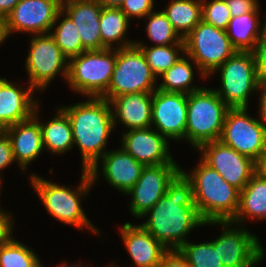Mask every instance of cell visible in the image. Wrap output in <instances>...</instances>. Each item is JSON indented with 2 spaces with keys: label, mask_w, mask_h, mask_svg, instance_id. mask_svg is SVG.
Segmentation results:
<instances>
[{
  "label": "cell",
  "mask_w": 266,
  "mask_h": 267,
  "mask_svg": "<svg viewBox=\"0 0 266 267\" xmlns=\"http://www.w3.org/2000/svg\"><path fill=\"white\" fill-rule=\"evenodd\" d=\"M229 109L213 89L203 87L188 94L185 141L197 150L219 140Z\"/></svg>",
  "instance_id": "cell-5"
},
{
  "label": "cell",
  "mask_w": 266,
  "mask_h": 267,
  "mask_svg": "<svg viewBox=\"0 0 266 267\" xmlns=\"http://www.w3.org/2000/svg\"><path fill=\"white\" fill-rule=\"evenodd\" d=\"M4 132L10 139L16 163L24 172L30 162L36 160L44 150L40 124L32 117L11 125Z\"/></svg>",
  "instance_id": "cell-22"
},
{
  "label": "cell",
  "mask_w": 266,
  "mask_h": 267,
  "mask_svg": "<svg viewBox=\"0 0 266 267\" xmlns=\"http://www.w3.org/2000/svg\"><path fill=\"white\" fill-rule=\"evenodd\" d=\"M215 72L220 73L221 86L213 90L229 108H249V97L263 88L253 52L236 51Z\"/></svg>",
  "instance_id": "cell-7"
},
{
  "label": "cell",
  "mask_w": 266,
  "mask_h": 267,
  "mask_svg": "<svg viewBox=\"0 0 266 267\" xmlns=\"http://www.w3.org/2000/svg\"><path fill=\"white\" fill-rule=\"evenodd\" d=\"M61 4L62 0H21L2 21L4 39L13 32L50 33Z\"/></svg>",
  "instance_id": "cell-13"
},
{
  "label": "cell",
  "mask_w": 266,
  "mask_h": 267,
  "mask_svg": "<svg viewBox=\"0 0 266 267\" xmlns=\"http://www.w3.org/2000/svg\"><path fill=\"white\" fill-rule=\"evenodd\" d=\"M14 162L16 163L10 139L4 131H0V172ZM2 181L0 176V186Z\"/></svg>",
  "instance_id": "cell-38"
},
{
  "label": "cell",
  "mask_w": 266,
  "mask_h": 267,
  "mask_svg": "<svg viewBox=\"0 0 266 267\" xmlns=\"http://www.w3.org/2000/svg\"><path fill=\"white\" fill-rule=\"evenodd\" d=\"M219 140L257 163L266 147V132L248 108H230Z\"/></svg>",
  "instance_id": "cell-12"
},
{
  "label": "cell",
  "mask_w": 266,
  "mask_h": 267,
  "mask_svg": "<svg viewBox=\"0 0 266 267\" xmlns=\"http://www.w3.org/2000/svg\"><path fill=\"white\" fill-rule=\"evenodd\" d=\"M5 39L2 32V21L0 20V45L4 43Z\"/></svg>",
  "instance_id": "cell-47"
},
{
  "label": "cell",
  "mask_w": 266,
  "mask_h": 267,
  "mask_svg": "<svg viewBox=\"0 0 266 267\" xmlns=\"http://www.w3.org/2000/svg\"><path fill=\"white\" fill-rule=\"evenodd\" d=\"M116 48L86 50L69 59L67 84L72 91L87 97H102L108 90L114 66Z\"/></svg>",
  "instance_id": "cell-6"
},
{
  "label": "cell",
  "mask_w": 266,
  "mask_h": 267,
  "mask_svg": "<svg viewBox=\"0 0 266 267\" xmlns=\"http://www.w3.org/2000/svg\"><path fill=\"white\" fill-rule=\"evenodd\" d=\"M259 102V120L266 132V88H262L260 91Z\"/></svg>",
  "instance_id": "cell-42"
},
{
  "label": "cell",
  "mask_w": 266,
  "mask_h": 267,
  "mask_svg": "<svg viewBox=\"0 0 266 267\" xmlns=\"http://www.w3.org/2000/svg\"><path fill=\"white\" fill-rule=\"evenodd\" d=\"M39 105L34 112V118L39 122L44 148L51 154H64L71 150L74 146L72 125L67 114L58 107L56 109V115L48 120L46 123H42L39 117Z\"/></svg>",
  "instance_id": "cell-24"
},
{
  "label": "cell",
  "mask_w": 266,
  "mask_h": 267,
  "mask_svg": "<svg viewBox=\"0 0 266 267\" xmlns=\"http://www.w3.org/2000/svg\"><path fill=\"white\" fill-rule=\"evenodd\" d=\"M259 13L260 6L253 12L231 17L226 33L237 51L252 52L255 49L257 40L266 27V18L262 22Z\"/></svg>",
  "instance_id": "cell-26"
},
{
  "label": "cell",
  "mask_w": 266,
  "mask_h": 267,
  "mask_svg": "<svg viewBox=\"0 0 266 267\" xmlns=\"http://www.w3.org/2000/svg\"><path fill=\"white\" fill-rule=\"evenodd\" d=\"M114 128L117 122L129 130L151 127L152 93H131L119 95L110 101Z\"/></svg>",
  "instance_id": "cell-23"
},
{
  "label": "cell",
  "mask_w": 266,
  "mask_h": 267,
  "mask_svg": "<svg viewBox=\"0 0 266 267\" xmlns=\"http://www.w3.org/2000/svg\"><path fill=\"white\" fill-rule=\"evenodd\" d=\"M135 45L141 50L147 64L157 78L185 54V44H169L164 46H155L153 44L152 46H147L143 41L135 40Z\"/></svg>",
  "instance_id": "cell-31"
},
{
  "label": "cell",
  "mask_w": 266,
  "mask_h": 267,
  "mask_svg": "<svg viewBox=\"0 0 266 267\" xmlns=\"http://www.w3.org/2000/svg\"><path fill=\"white\" fill-rule=\"evenodd\" d=\"M121 140V148L144 166L177 163L168 140L152 127L126 130Z\"/></svg>",
  "instance_id": "cell-17"
},
{
  "label": "cell",
  "mask_w": 266,
  "mask_h": 267,
  "mask_svg": "<svg viewBox=\"0 0 266 267\" xmlns=\"http://www.w3.org/2000/svg\"><path fill=\"white\" fill-rule=\"evenodd\" d=\"M181 171L191 181L194 202L204 222L232 221L239 209L240 191L227 183L201 159L190 173Z\"/></svg>",
  "instance_id": "cell-3"
},
{
  "label": "cell",
  "mask_w": 266,
  "mask_h": 267,
  "mask_svg": "<svg viewBox=\"0 0 266 267\" xmlns=\"http://www.w3.org/2000/svg\"><path fill=\"white\" fill-rule=\"evenodd\" d=\"M231 17L255 11L260 5L257 0H226Z\"/></svg>",
  "instance_id": "cell-39"
},
{
  "label": "cell",
  "mask_w": 266,
  "mask_h": 267,
  "mask_svg": "<svg viewBox=\"0 0 266 267\" xmlns=\"http://www.w3.org/2000/svg\"><path fill=\"white\" fill-rule=\"evenodd\" d=\"M252 52L255 57L259 82L263 88H266V27L262 31Z\"/></svg>",
  "instance_id": "cell-37"
},
{
  "label": "cell",
  "mask_w": 266,
  "mask_h": 267,
  "mask_svg": "<svg viewBox=\"0 0 266 267\" xmlns=\"http://www.w3.org/2000/svg\"><path fill=\"white\" fill-rule=\"evenodd\" d=\"M130 20L120 8H102L100 15L101 49H121L135 45V41L126 38ZM114 43L117 45L114 47Z\"/></svg>",
  "instance_id": "cell-27"
},
{
  "label": "cell",
  "mask_w": 266,
  "mask_h": 267,
  "mask_svg": "<svg viewBox=\"0 0 266 267\" xmlns=\"http://www.w3.org/2000/svg\"><path fill=\"white\" fill-rule=\"evenodd\" d=\"M59 20L61 21L59 22ZM57 22L59 23L58 25ZM50 35L54 38L55 43L68 60L86 51L82 46L79 31L75 23L62 9L56 16L53 27L50 30Z\"/></svg>",
  "instance_id": "cell-30"
},
{
  "label": "cell",
  "mask_w": 266,
  "mask_h": 267,
  "mask_svg": "<svg viewBox=\"0 0 266 267\" xmlns=\"http://www.w3.org/2000/svg\"><path fill=\"white\" fill-rule=\"evenodd\" d=\"M231 15L226 0H202V20L216 28L226 30Z\"/></svg>",
  "instance_id": "cell-35"
},
{
  "label": "cell",
  "mask_w": 266,
  "mask_h": 267,
  "mask_svg": "<svg viewBox=\"0 0 266 267\" xmlns=\"http://www.w3.org/2000/svg\"><path fill=\"white\" fill-rule=\"evenodd\" d=\"M180 170L178 163L144 166L140 178L126 193L131 196L132 216L140 219L151 209L165 195L169 182Z\"/></svg>",
  "instance_id": "cell-15"
},
{
  "label": "cell",
  "mask_w": 266,
  "mask_h": 267,
  "mask_svg": "<svg viewBox=\"0 0 266 267\" xmlns=\"http://www.w3.org/2000/svg\"><path fill=\"white\" fill-rule=\"evenodd\" d=\"M246 219H266V176L258 172L240 191L239 209L232 222L242 226Z\"/></svg>",
  "instance_id": "cell-25"
},
{
  "label": "cell",
  "mask_w": 266,
  "mask_h": 267,
  "mask_svg": "<svg viewBox=\"0 0 266 267\" xmlns=\"http://www.w3.org/2000/svg\"><path fill=\"white\" fill-rule=\"evenodd\" d=\"M201 160L216 170L230 185L241 191L257 172L256 162L241 155L220 140L200 146Z\"/></svg>",
  "instance_id": "cell-14"
},
{
  "label": "cell",
  "mask_w": 266,
  "mask_h": 267,
  "mask_svg": "<svg viewBox=\"0 0 266 267\" xmlns=\"http://www.w3.org/2000/svg\"><path fill=\"white\" fill-rule=\"evenodd\" d=\"M0 207V247L13 235V216Z\"/></svg>",
  "instance_id": "cell-40"
},
{
  "label": "cell",
  "mask_w": 266,
  "mask_h": 267,
  "mask_svg": "<svg viewBox=\"0 0 266 267\" xmlns=\"http://www.w3.org/2000/svg\"><path fill=\"white\" fill-rule=\"evenodd\" d=\"M36 90L28 85L23 88L7 81L0 90V131L34 116L39 102L34 98Z\"/></svg>",
  "instance_id": "cell-19"
},
{
  "label": "cell",
  "mask_w": 266,
  "mask_h": 267,
  "mask_svg": "<svg viewBox=\"0 0 266 267\" xmlns=\"http://www.w3.org/2000/svg\"><path fill=\"white\" fill-rule=\"evenodd\" d=\"M256 165L257 172L263 176H266V147L264 148L262 155Z\"/></svg>",
  "instance_id": "cell-44"
},
{
  "label": "cell",
  "mask_w": 266,
  "mask_h": 267,
  "mask_svg": "<svg viewBox=\"0 0 266 267\" xmlns=\"http://www.w3.org/2000/svg\"><path fill=\"white\" fill-rule=\"evenodd\" d=\"M99 161L102 164V176L114 189L126 194L140 178L144 165L135 160L121 147L107 151L89 170L93 184L99 179Z\"/></svg>",
  "instance_id": "cell-18"
},
{
  "label": "cell",
  "mask_w": 266,
  "mask_h": 267,
  "mask_svg": "<svg viewBox=\"0 0 266 267\" xmlns=\"http://www.w3.org/2000/svg\"><path fill=\"white\" fill-rule=\"evenodd\" d=\"M190 267H224L213 241L193 244L184 243L179 249Z\"/></svg>",
  "instance_id": "cell-34"
},
{
  "label": "cell",
  "mask_w": 266,
  "mask_h": 267,
  "mask_svg": "<svg viewBox=\"0 0 266 267\" xmlns=\"http://www.w3.org/2000/svg\"><path fill=\"white\" fill-rule=\"evenodd\" d=\"M157 77L136 46L116 49V63L107 92L102 96L109 102L116 96L131 93H153Z\"/></svg>",
  "instance_id": "cell-8"
},
{
  "label": "cell",
  "mask_w": 266,
  "mask_h": 267,
  "mask_svg": "<svg viewBox=\"0 0 266 267\" xmlns=\"http://www.w3.org/2000/svg\"><path fill=\"white\" fill-rule=\"evenodd\" d=\"M140 224L168 250H178L195 227L204 226L194 202L191 181L180 170L169 182L166 193L140 219Z\"/></svg>",
  "instance_id": "cell-1"
},
{
  "label": "cell",
  "mask_w": 266,
  "mask_h": 267,
  "mask_svg": "<svg viewBox=\"0 0 266 267\" xmlns=\"http://www.w3.org/2000/svg\"><path fill=\"white\" fill-rule=\"evenodd\" d=\"M81 175V183L76 189L52 183L34 173L30 176V184L50 216L61 223L77 227L79 230L87 227L92 233L99 235V230L91 224L81 205V200L90 194L93 187L92 178L88 170H82Z\"/></svg>",
  "instance_id": "cell-4"
},
{
  "label": "cell",
  "mask_w": 266,
  "mask_h": 267,
  "mask_svg": "<svg viewBox=\"0 0 266 267\" xmlns=\"http://www.w3.org/2000/svg\"><path fill=\"white\" fill-rule=\"evenodd\" d=\"M88 99L73 105L59 106L69 117L74 145L80 150L82 170H90L107 152L108 138L114 130L111 104L103 97Z\"/></svg>",
  "instance_id": "cell-2"
},
{
  "label": "cell",
  "mask_w": 266,
  "mask_h": 267,
  "mask_svg": "<svg viewBox=\"0 0 266 267\" xmlns=\"http://www.w3.org/2000/svg\"><path fill=\"white\" fill-rule=\"evenodd\" d=\"M102 8L97 0L62 1L61 9L75 23L86 50H101L99 21Z\"/></svg>",
  "instance_id": "cell-21"
},
{
  "label": "cell",
  "mask_w": 266,
  "mask_h": 267,
  "mask_svg": "<svg viewBox=\"0 0 266 267\" xmlns=\"http://www.w3.org/2000/svg\"><path fill=\"white\" fill-rule=\"evenodd\" d=\"M158 267H190V265L179 250H168Z\"/></svg>",
  "instance_id": "cell-41"
},
{
  "label": "cell",
  "mask_w": 266,
  "mask_h": 267,
  "mask_svg": "<svg viewBox=\"0 0 266 267\" xmlns=\"http://www.w3.org/2000/svg\"><path fill=\"white\" fill-rule=\"evenodd\" d=\"M207 225H220L224 228L220 236L213 240L224 267H253L263 260L265 249L261 246L258 236L243 225L232 221L205 222L204 226Z\"/></svg>",
  "instance_id": "cell-10"
},
{
  "label": "cell",
  "mask_w": 266,
  "mask_h": 267,
  "mask_svg": "<svg viewBox=\"0 0 266 267\" xmlns=\"http://www.w3.org/2000/svg\"><path fill=\"white\" fill-rule=\"evenodd\" d=\"M120 9L129 20L145 18L154 11V0H124Z\"/></svg>",
  "instance_id": "cell-36"
},
{
  "label": "cell",
  "mask_w": 266,
  "mask_h": 267,
  "mask_svg": "<svg viewBox=\"0 0 266 267\" xmlns=\"http://www.w3.org/2000/svg\"><path fill=\"white\" fill-rule=\"evenodd\" d=\"M36 252L11 237L0 247V267H41Z\"/></svg>",
  "instance_id": "cell-32"
},
{
  "label": "cell",
  "mask_w": 266,
  "mask_h": 267,
  "mask_svg": "<svg viewBox=\"0 0 266 267\" xmlns=\"http://www.w3.org/2000/svg\"><path fill=\"white\" fill-rule=\"evenodd\" d=\"M183 40L185 54L208 78L237 51L232 46L226 30L216 28L204 20H201Z\"/></svg>",
  "instance_id": "cell-9"
},
{
  "label": "cell",
  "mask_w": 266,
  "mask_h": 267,
  "mask_svg": "<svg viewBox=\"0 0 266 267\" xmlns=\"http://www.w3.org/2000/svg\"><path fill=\"white\" fill-rule=\"evenodd\" d=\"M20 1L21 0H0V20L3 21Z\"/></svg>",
  "instance_id": "cell-43"
},
{
  "label": "cell",
  "mask_w": 266,
  "mask_h": 267,
  "mask_svg": "<svg viewBox=\"0 0 266 267\" xmlns=\"http://www.w3.org/2000/svg\"><path fill=\"white\" fill-rule=\"evenodd\" d=\"M102 7L105 8H120L124 0H97Z\"/></svg>",
  "instance_id": "cell-45"
},
{
  "label": "cell",
  "mask_w": 266,
  "mask_h": 267,
  "mask_svg": "<svg viewBox=\"0 0 266 267\" xmlns=\"http://www.w3.org/2000/svg\"><path fill=\"white\" fill-rule=\"evenodd\" d=\"M120 235L134 267H158L168 251L140 224L124 223L120 228Z\"/></svg>",
  "instance_id": "cell-20"
},
{
  "label": "cell",
  "mask_w": 266,
  "mask_h": 267,
  "mask_svg": "<svg viewBox=\"0 0 266 267\" xmlns=\"http://www.w3.org/2000/svg\"><path fill=\"white\" fill-rule=\"evenodd\" d=\"M146 35L155 46L169 44H184V40L178 35L171 25L167 15L161 11H152L146 17Z\"/></svg>",
  "instance_id": "cell-33"
},
{
  "label": "cell",
  "mask_w": 266,
  "mask_h": 267,
  "mask_svg": "<svg viewBox=\"0 0 266 267\" xmlns=\"http://www.w3.org/2000/svg\"><path fill=\"white\" fill-rule=\"evenodd\" d=\"M29 41L30 49L25 60L29 85L36 91H43L59 74L66 81L69 60L50 33L32 35Z\"/></svg>",
  "instance_id": "cell-11"
},
{
  "label": "cell",
  "mask_w": 266,
  "mask_h": 267,
  "mask_svg": "<svg viewBox=\"0 0 266 267\" xmlns=\"http://www.w3.org/2000/svg\"><path fill=\"white\" fill-rule=\"evenodd\" d=\"M194 68L200 72L198 75L201 74L200 77L206 80L207 77L199 70L196 63L184 54V57L182 56L174 65L158 76L162 78V81L159 82L157 89L164 92L184 93L187 95L191 92L199 91L203 87L193 85Z\"/></svg>",
  "instance_id": "cell-28"
},
{
  "label": "cell",
  "mask_w": 266,
  "mask_h": 267,
  "mask_svg": "<svg viewBox=\"0 0 266 267\" xmlns=\"http://www.w3.org/2000/svg\"><path fill=\"white\" fill-rule=\"evenodd\" d=\"M8 80L6 78H1L0 77V90L3 87V85L7 82Z\"/></svg>",
  "instance_id": "cell-48"
},
{
  "label": "cell",
  "mask_w": 266,
  "mask_h": 267,
  "mask_svg": "<svg viewBox=\"0 0 266 267\" xmlns=\"http://www.w3.org/2000/svg\"><path fill=\"white\" fill-rule=\"evenodd\" d=\"M41 267H44L43 264H42ZM57 267H84V266H83V264H80V263H79V264H76V265H75V264H74V265L72 264V266H71V264H70V266H69V265H67V264H65V263L63 262V264L57 265Z\"/></svg>",
  "instance_id": "cell-46"
},
{
  "label": "cell",
  "mask_w": 266,
  "mask_h": 267,
  "mask_svg": "<svg viewBox=\"0 0 266 267\" xmlns=\"http://www.w3.org/2000/svg\"><path fill=\"white\" fill-rule=\"evenodd\" d=\"M107 267H118V265L111 264V265H109Z\"/></svg>",
  "instance_id": "cell-49"
},
{
  "label": "cell",
  "mask_w": 266,
  "mask_h": 267,
  "mask_svg": "<svg viewBox=\"0 0 266 267\" xmlns=\"http://www.w3.org/2000/svg\"><path fill=\"white\" fill-rule=\"evenodd\" d=\"M186 122L187 94L158 89L152 93V128L168 141H183Z\"/></svg>",
  "instance_id": "cell-16"
},
{
  "label": "cell",
  "mask_w": 266,
  "mask_h": 267,
  "mask_svg": "<svg viewBox=\"0 0 266 267\" xmlns=\"http://www.w3.org/2000/svg\"><path fill=\"white\" fill-rule=\"evenodd\" d=\"M163 12L178 35L184 39L202 20V0H170Z\"/></svg>",
  "instance_id": "cell-29"
}]
</instances>
